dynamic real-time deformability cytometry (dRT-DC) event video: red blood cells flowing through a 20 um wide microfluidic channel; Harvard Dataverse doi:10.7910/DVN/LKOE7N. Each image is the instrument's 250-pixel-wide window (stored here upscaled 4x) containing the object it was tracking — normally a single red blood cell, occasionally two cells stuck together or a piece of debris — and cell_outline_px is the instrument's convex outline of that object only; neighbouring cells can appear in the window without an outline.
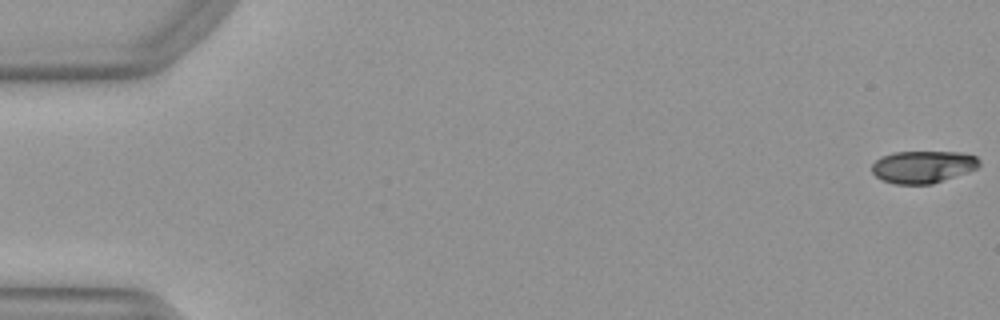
{"species": "Egyptian fruit bat (a non-hibernating species)", "species_latin": "Rousettus aegyptiacus", "temperature_condition": "warm", "stored_images_in_passage": 52, "camera_frame_rate_fps": 3000, "um_per_image_px": 0.085, "animal": {"sex": "female"}, "frame": {"image": 1, "passage_image": 1, "time_ms": 0.0, "image_size_px": [1000, 320], "cell_outline_px": [[980, 164], [976, 168], [968, 172], [932, 184], [896, 184], [880, 180], [872, 172], [872, 164], [880, 156], [892, 152], [960, 152], [976, 156], [980, 160]], "centroid_in_image_um": [78.43, 14.18], "position_along_channel_um": 6.6, "area_um2": 20.35}}
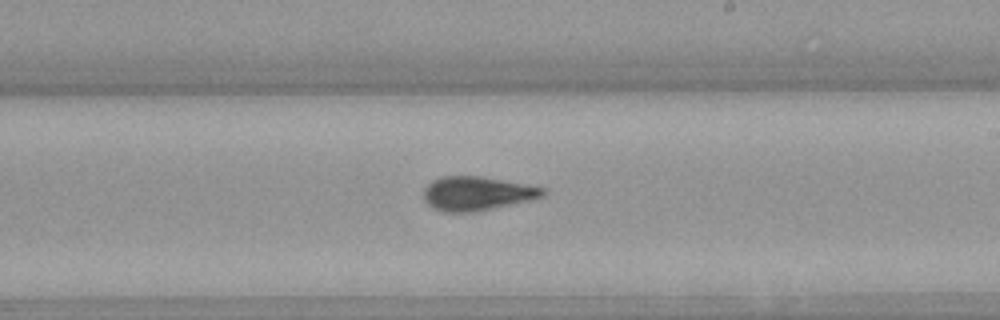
{"frame": {"image": 2, "passage_image": 31, "time_ms": 10.0, "image_size_px": [1000, 320], "cell_outline_px": [[544, 196], [528, 200], [476, 212], [444, 212], [432, 208], [424, 200], [424, 188], [432, 180], [440, 176], [480, 176], [544, 188]], "centroid_in_image_um": [40.46, 16.45], "position_along_channel_um": 248.5, "area_um2": 23.35}}
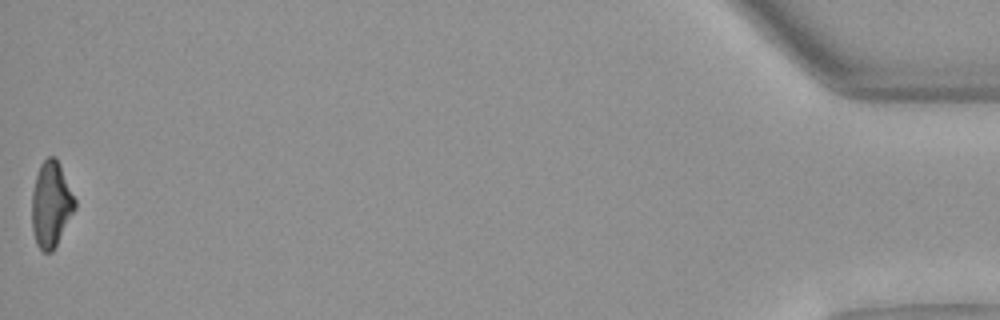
{"frame": {"image": 3, "passage_image": 52, "time_ms": 17.0, "image_size_px": [1000, 320], "cell_outline_px": [[76, 208], [52, 252], [44, 252], [36, 244], [32, 228], [32, 192], [36, 176], [40, 164], [48, 156], [56, 156], [60, 164], [76, 200]], "centroid_in_image_um": [4.34, 17.35], "position_along_channel_um": 430.9, "area_um2": 21.44}, "authors_computed_cell_mechanics": {"area_um2": 22.1663, "velocity_mm_per_s": 3.9989, "shape_relaxation_time_tau1_ms": 5.2485, "shape_relaxation_time_tau2_ms": 2.9662, "deformation_change_tau1": 0.1796, "deformation_change_tau2": 0.1028}}